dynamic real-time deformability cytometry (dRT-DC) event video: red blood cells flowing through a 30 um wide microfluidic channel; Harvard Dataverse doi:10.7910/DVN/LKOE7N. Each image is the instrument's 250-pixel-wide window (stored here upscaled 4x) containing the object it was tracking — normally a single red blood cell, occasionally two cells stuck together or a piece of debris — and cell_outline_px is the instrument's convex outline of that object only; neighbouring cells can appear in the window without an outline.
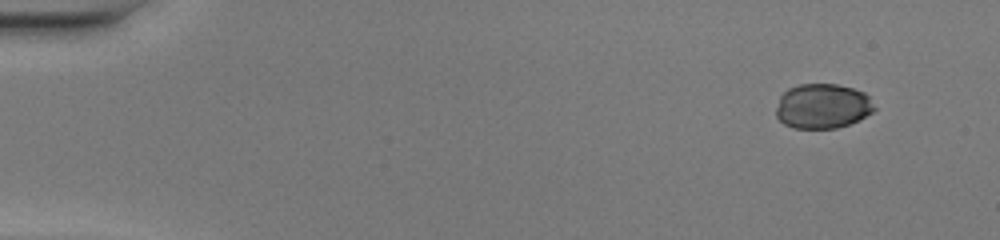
{"species": "common noctule bat (a hibernating species)", "species_latin": "Nyctalus noctula", "temperature_condition": "warm", "stored_images_in_passage": 47, "camera_frame_rate_fps": 3000, "um_per_image_px": 0.085, "animal": {"sex": "female", "body_mass_g": 20.0, "forearm_length_mm": 54.0}, "frame": {"image": 1, "passage_image": 1, "time_ms": 0.0, "image_size_px": [1000, 240], "cell_outline_px": [[876, 108], [872, 112], [848, 124], [836, 128], [792, 128], [784, 124], [776, 116], [776, 108], [780, 96], [788, 88], [800, 84], [836, 84], [852, 88], [864, 92], [868, 96]], "centroid_in_image_um": [69.89, 9.02], "position_along_channel_um": 15.1, "area_um2": 25.55}}
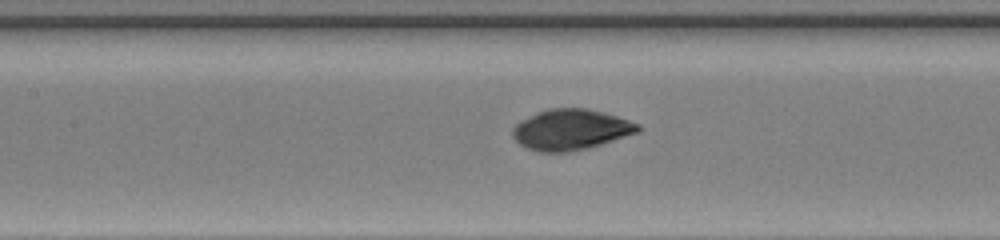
{"frame": {"image": 2, "passage_image": 21, "time_ms": 6.667, "image_size_px": [1000, 240], "cell_outline_px": [[644, 128], [640, 132], [588, 148], [568, 152], [540, 152], [528, 148], [520, 144], [512, 136], [512, 128], [520, 120], [536, 112], [548, 108], [588, 108], [604, 112], [640, 124]], "centroid_in_image_um": [48.53, 11.01], "position_along_channel_um": 158.9, "area_um2": 29.94}}
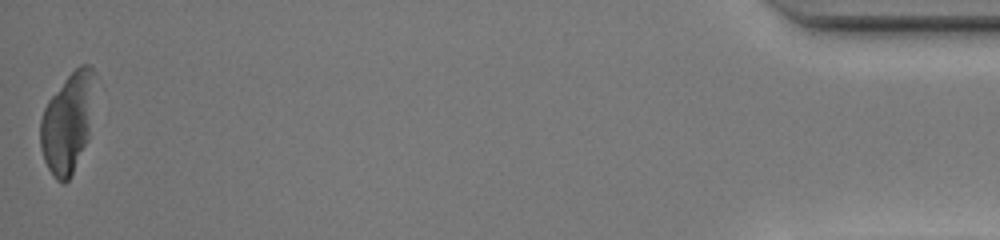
{"frame": {"image": 3, "passage_image": 47, "time_ms": 15.333, "image_size_px": [1000, 240], "cell_outline_px": [[96, 72], [88, 140], [68, 180], [64, 184], [56, 180], [48, 168], [44, 160], [40, 148], [40, 120], [44, 108], [48, 100], [68, 76], [80, 64], [88, 64]], "centroid_in_image_um": [5.74, 10.41], "position_along_channel_um": 429.5, "area_um2": 31.56}, "authors_computed_cell_mechanics": {"area_um2": 29.9404, "velocity_mm_per_s": 4.142, "shape_relaxation_time_tau1_ms": 2.4994, "shape_relaxation_time_tau2_ms": 1.2702, "deformation_change_tau1": 0.0688, "deformation_change_tau2": 0.0403}}